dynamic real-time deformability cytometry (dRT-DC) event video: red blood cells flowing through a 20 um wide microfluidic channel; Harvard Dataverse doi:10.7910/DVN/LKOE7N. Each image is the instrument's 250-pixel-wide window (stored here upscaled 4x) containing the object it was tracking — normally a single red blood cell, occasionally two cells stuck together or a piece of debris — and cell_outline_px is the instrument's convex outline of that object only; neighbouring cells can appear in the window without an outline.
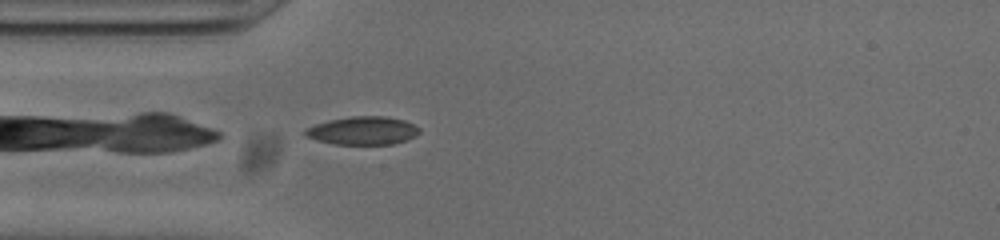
{"species": "common noctule bat (a hibernating species)", "species_latin": "Nyctalus noctula", "temperature_condition": "cold", "stored_images_in_passage": 40, "camera_frame_rate_fps": 3000, "um_per_image_px": 0.085, "animal": {"sex": "male", "body_mass_g": 20.0, "forearm_length_mm": 53.3}, "frame": {"image": 1, "passage_image": 1, "time_ms": 0.0, "image_size_px": [1000, 240], "cell_outline_px": [[420, 132], [416, 136], [408, 140], [392, 144], [332, 144], [316, 140], [304, 136], [304, 128], [316, 124], [332, 120], [352, 116], [388, 116], [404, 120], [420, 128]], "centroid_in_image_um": [30.85, 11.11], "position_along_channel_um": 54.2, "area_um2": 18.84}}
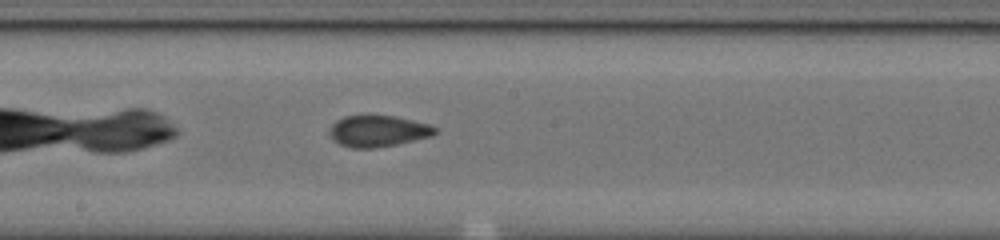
{"frame": {"image": 2, "passage_image": 14, "time_ms": 4.333, "image_size_px": [1000, 240], "cell_outline_px": [[436, 132], [432, 136], [396, 144], [376, 148], [352, 148], [340, 144], [332, 140], [328, 132], [328, 128], [336, 120], [344, 116], [396, 116], [428, 124], [436, 128]], "centroid_in_image_um": [32.08, 11.15], "position_along_channel_um": 216.1, "area_um2": 19.25}}
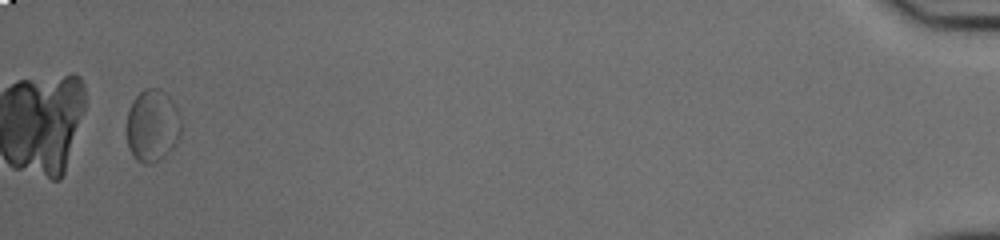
{"frame": {"image": 3, "passage_image": 38, "time_ms": 12.333, "image_size_px": [1000, 240], "cell_outline_px": [[180, 136], [176, 144], [160, 160], [152, 164], [144, 164], [136, 160], [132, 156], [128, 148], [128, 108], [132, 100], [144, 88], [156, 88], [164, 92], [176, 104], [180, 116]], "centroid_in_image_um": [12.96, 10.69], "position_along_channel_um": 422.2, "area_um2": 23.12}, "authors_computed_cell_mechanics": {"area_um2": 19.3341, "velocity_mm_per_s": 3.7858, "shape_relaxation_time_tau1_ms": null, "shape_relaxation_time_tau2_ms": 1.8109, "deformation_change_tau1": null, "deformation_change_tau2": 0.071}}